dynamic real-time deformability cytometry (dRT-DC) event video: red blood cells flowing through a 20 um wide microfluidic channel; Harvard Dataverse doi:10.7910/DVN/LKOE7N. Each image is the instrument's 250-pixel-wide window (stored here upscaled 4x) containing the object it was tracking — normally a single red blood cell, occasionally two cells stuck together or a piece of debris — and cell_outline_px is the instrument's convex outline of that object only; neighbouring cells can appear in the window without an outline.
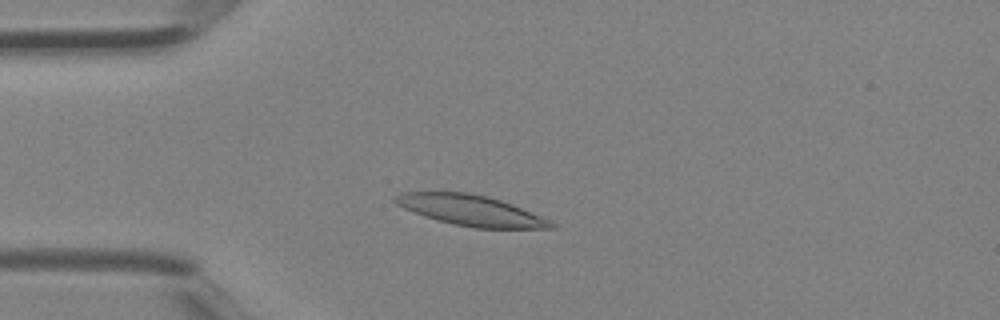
{"species": "Egyptian fruit bat (a non-hibernating species)", "species_latin": "Rousettus aegyptiacus", "temperature_condition": "room temperature", "stored_images_in_passage": 40, "camera_frame_rate_fps": 3000, "um_per_image_px": 0.085, "animal": {"sex": "female"}, "frame": {"image": 1, "passage_image": 10, "time_ms": 3.0, "image_size_px": [1000, 320], "cell_outline_px": [[556, 228], [476, 228], [452, 224], [424, 216], [404, 208], [396, 204], [392, 200], [392, 196], [404, 192], [468, 192], [488, 196], [512, 204], [540, 216], [556, 224]], "centroid_in_image_um": [39.98, 17.87], "position_along_channel_um": 45.0, "area_um2": 27.63}}
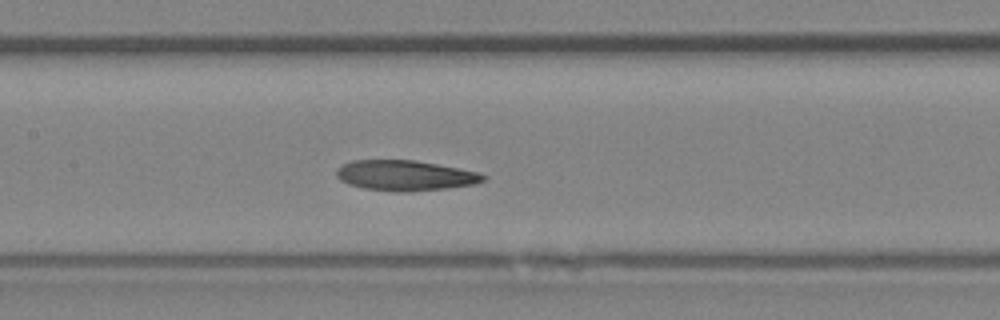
{"frame": {"image": 2, "passage_image": 19, "time_ms": 6.0, "image_size_px": [1000, 320], "cell_outline_px": [[488, 176], [484, 180], [472, 184], [448, 188], [408, 192], [400, 192], [364, 188], [348, 184], [340, 180], [336, 176], [336, 172], [344, 164], [352, 160], [416, 160], [460, 168], [480, 172]], "centroid_in_image_um": [34.47, 14.91], "position_along_channel_um": 172.9, "area_um2": 25.95}}
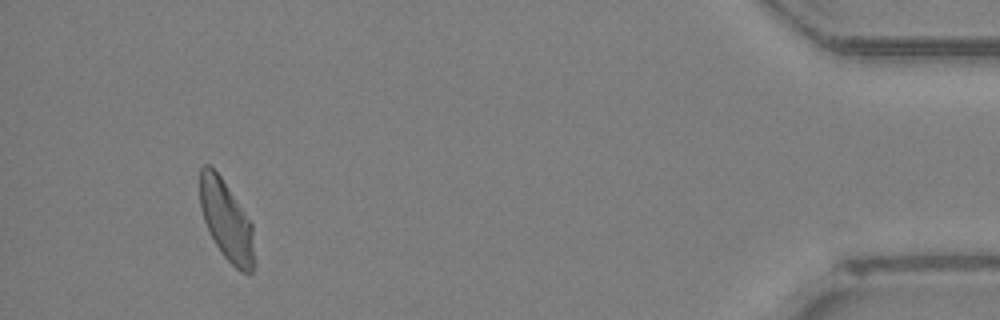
{"frame": {"image": 3, "passage_image": 38, "time_ms": 12.333, "image_size_px": [1000, 320], "cell_outline_px": [[256, 264], [252, 272], [248, 276], [240, 272], [224, 256], [216, 244], [204, 220], [200, 208], [200, 168], [204, 164], [208, 164], [220, 176], [252, 224]], "centroid_in_image_um": [19.27, 18.81], "position_along_channel_um": 415.9, "area_um2": 25.2}}